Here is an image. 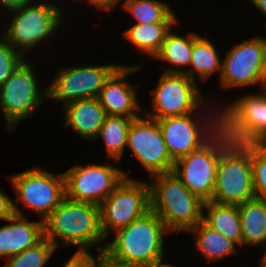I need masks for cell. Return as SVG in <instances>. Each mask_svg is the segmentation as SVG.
<instances>
[{
  "label": "cell",
  "instance_id": "f546056e",
  "mask_svg": "<svg viewBox=\"0 0 266 267\" xmlns=\"http://www.w3.org/2000/svg\"><path fill=\"white\" fill-rule=\"evenodd\" d=\"M24 60L21 53L2 37L0 40V86Z\"/></svg>",
  "mask_w": 266,
  "mask_h": 267
},
{
  "label": "cell",
  "instance_id": "3957f363",
  "mask_svg": "<svg viewBox=\"0 0 266 267\" xmlns=\"http://www.w3.org/2000/svg\"><path fill=\"white\" fill-rule=\"evenodd\" d=\"M151 179V210L170 233L188 232L202 221L204 201L192 194L174 172L157 174Z\"/></svg>",
  "mask_w": 266,
  "mask_h": 267
},
{
  "label": "cell",
  "instance_id": "d4e9b609",
  "mask_svg": "<svg viewBox=\"0 0 266 267\" xmlns=\"http://www.w3.org/2000/svg\"><path fill=\"white\" fill-rule=\"evenodd\" d=\"M133 119L125 116L106 115L103 125L97 135L102 137L109 158L120 161L124 148L127 146V132Z\"/></svg>",
  "mask_w": 266,
  "mask_h": 267
},
{
  "label": "cell",
  "instance_id": "f35d334b",
  "mask_svg": "<svg viewBox=\"0 0 266 267\" xmlns=\"http://www.w3.org/2000/svg\"><path fill=\"white\" fill-rule=\"evenodd\" d=\"M263 89L266 91V81H265V85H264V88Z\"/></svg>",
  "mask_w": 266,
  "mask_h": 267
},
{
  "label": "cell",
  "instance_id": "6da1fadb",
  "mask_svg": "<svg viewBox=\"0 0 266 267\" xmlns=\"http://www.w3.org/2000/svg\"><path fill=\"white\" fill-rule=\"evenodd\" d=\"M107 250L114 258L135 267H159L164 253V235L170 232L152 210L116 232Z\"/></svg>",
  "mask_w": 266,
  "mask_h": 267
},
{
  "label": "cell",
  "instance_id": "5bb4252c",
  "mask_svg": "<svg viewBox=\"0 0 266 267\" xmlns=\"http://www.w3.org/2000/svg\"><path fill=\"white\" fill-rule=\"evenodd\" d=\"M119 66L120 64L110 63L59 70L54 81L46 88L47 99L64 101V106L78 99L97 98L105 81Z\"/></svg>",
  "mask_w": 266,
  "mask_h": 267
},
{
  "label": "cell",
  "instance_id": "1f68e13d",
  "mask_svg": "<svg viewBox=\"0 0 266 267\" xmlns=\"http://www.w3.org/2000/svg\"><path fill=\"white\" fill-rule=\"evenodd\" d=\"M64 267H90L89 252L76 251L69 261L65 263Z\"/></svg>",
  "mask_w": 266,
  "mask_h": 267
},
{
  "label": "cell",
  "instance_id": "277c9868",
  "mask_svg": "<svg viewBox=\"0 0 266 267\" xmlns=\"http://www.w3.org/2000/svg\"><path fill=\"white\" fill-rule=\"evenodd\" d=\"M255 197L251 144L231 142L220 154L211 201L240 205Z\"/></svg>",
  "mask_w": 266,
  "mask_h": 267
},
{
  "label": "cell",
  "instance_id": "7c38bea8",
  "mask_svg": "<svg viewBox=\"0 0 266 267\" xmlns=\"http://www.w3.org/2000/svg\"><path fill=\"white\" fill-rule=\"evenodd\" d=\"M64 174L66 198L100 205L128 175L112 165L73 166Z\"/></svg>",
  "mask_w": 266,
  "mask_h": 267
},
{
  "label": "cell",
  "instance_id": "d6986e66",
  "mask_svg": "<svg viewBox=\"0 0 266 267\" xmlns=\"http://www.w3.org/2000/svg\"><path fill=\"white\" fill-rule=\"evenodd\" d=\"M65 126L71 127L84 139H95L106 113L97 98L78 99L63 106Z\"/></svg>",
  "mask_w": 266,
  "mask_h": 267
},
{
  "label": "cell",
  "instance_id": "44dd1931",
  "mask_svg": "<svg viewBox=\"0 0 266 267\" xmlns=\"http://www.w3.org/2000/svg\"><path fill=\"white\" fill-rule=\"evenodd\" d=\"M242 228V246L266 244V201L253 198L238 205Z\"/></svg>",
  "mask_w": 266,
  "mask_h": 267
},
{
  "label": "cell",
  "instance_id": "d590c367",
  "mask_svg": "<svg viewBox=\"0 0 266 267\" xmlns=\"http://www.w3.org/2000/svg\"><path fill=\"white\" fill-rule=\"evenodd\" d=\"M254 6L266 17V0H251Z\"/></svg>",
  "mask_w": 266,
  "mask_h": 267
},
{
  "label": "cell",
  "instance_id": "7a4b0ae2",
  "mask_svg": "<svg viewBox=\"0 0 266 267\" xmlns=\"http://www.w3.org/2000/svg\"><path fill=\"white\" fill-rule=\"evenodd\" d=\"M44 237L56 248L62 245L79 246L76 251L88 252L91 246L106 240L100 226L99 206L65 198L43 221Z\"/></svg>",
  "mask_w": 266,
  "mask_h": 267
},
{
  "label": "cell",
  "instance_id": "603a6c76",
  "mask_svg": "<svg viewBox=\"0 0 266 267\" xmlns=\"http://www.w3.org/2000/svg\"><path fill=\"white\" fill-rule=\"evenodd\" d=\"M195 231L196 249L203 254L207 261L214 262L237 253L235 242L229 240L218 231L211 229L203 221L191 228L189 232Z\"/></svg>",
  "mask_w": 266,
  "mask_h": 267
},
{
  "label": "cell",
  "instance_id": "9a60e30c",
  "mask_svg": "<svg viewBox=\"0 0 266 267\" xmlns=\"http://www.w3.org/2000/svg\"><path fill=\"white\" fill-rule=\"evenodd\" d=\"M127 147L150 176L173 172L175 162L168 153L157 120L133 119L127 132Z\"/></svg>",
  "mask_w": 266,
  "mask_h": 267
},
{
  "label": "cell",
  "instance_id": "ac0fdd59",
  "mask_svg": "<svg viewBox=\"0 0 266 267\" xmlns=\"http://www.w3.org/2000/svg\"><path fill=\"white\" fill-rule=\"evenodd\" d=\"M13 209L14 214L7 220L11 224L0 227V258L21 253L44 238L42 220L29 222L15 203Z\"/></svg>",
  "mask_w": 266,
  "mask_h": 267
},
{
  "label": "cell",
  "instance_id": "e0dca14e",
  "mask_svg": "<svg viewBox=\"0 0 266 267\" xmlns=\"http://www.w3.org/2000/svg\"><path fill=\"white\" fill-rule=\"evenodd\" d=\"M141 69L140 66L120 65L105 81L98 94V101L104 108L106 115L125 116L127 118L140 117L136 112L142 110L136 97L137 90L125 78L130 73Z\"/></svg>",
  "mask_w": 266,
  "mask_h": 267
},
{
  "label": "cell",
  "instance_id": "4316f807",
  "mask_svg": "<svg viewBox=\"0 0 266 267\" xmlns=\"http://www.w3.org/2000/svg\"><path fill=\"white\" fill-rule=\"evenodd\" d=\"M124 8L138 21L136 24L177 23V17L167 3L158 0H126Z\"/></svg>",
  "mask_w": 266,
  "mask_h": 267
},
{
  "label": "cell",
  "instance_id": "4dcf8cb0",
  "mask_svg": "<svg viewBox=\"0 0 266 267\" xmlns=\"http://www.w3.org/2000/svg\"><path fill=\"white\" fill-rule=\"evenodd\" d=\"M106 246H100L97 258L90 255V267H135L131 264L114 258L107 250Z\"/></svg>",
  "mask_w": 266,
  "mask_h": 267
},
{
  "label": "cell",
  "instance_id": "484cf974",
  "mask_svg": "<svg viewBox=\"0 0 266 267\" xmlns=\"http://www.w3.org/2000/svg\"><path fill=\"white\" fill-rule=\"evenodd\" d=\"M171 31L172 30L167 33L159 53L154 58L166 61L174 66V68H167L164 73H184L183 69L177 70V67H188V65H190L192 54V33L188 34L186 37H181L171 33Z\"/></svg>",
  "mask_w": 266,
  "mask_h": 267
},
{
  "label": "cell",
  "instance_id": "4fadbf2b",
  "mask_svg": "<svg viewBox=\"0 0 266 267\" xmlns=\"http://www.w3.org/2000/svg\"><path fill=\"white\" fill-rule=\"evenodd\" d=\"M200 92L197 83L184 73H163L151 91L153 107L146 116L157 120L192 114L204 101Z\"/></svg>",
  "mask_w": 266,
  "mask_h": 267
},
{
  "label": "cell",
  "instance_id": "2e32d148",
  "mask_svg": "<svg viewBox=\"0 0 266 267\" xmlns=\"http://www.w3.org/2000/svg\"><path fill=\"white\" fill-rule=\"evenodd\" d=\"M208 118L207 122L202 120V126L200 121L192 119L191 114L157 119L168 153L174 162L198 150L220 129V115Z\"/></svg>",
  "mask_w": 266,
  "mask_h": 267
},
{
  "label": "cell",
  "instance_id": "8d00e7d4",
  "mask_svg": "<svg viewBox=\"0 0 266 267\" xmlns=\"http://www.w3.org/2000/svg\"><path fill=\"white\" fill-rule=\"evenodd\" d=\"M260 261L259 267H266V253Z\"/></svg>",
  "mask_w": 266,
  "mask_h": 267
},
{
  "label": "cell",
  "instance_id": "83f0119b",
  "mask_svg": "<svg viewBox=\"0 0 266 267\" xmlns=\"http://www.w3.org/2000/svg\"><path fill=\"white\" fill-rule=\"evenodd\" d=\"M57 248L45 237L35 246L13 255L5 267H43Z\"/></svg>",
  "mask_w": 266,
  "mask_h": 267
},
{
  "label": "cell",
  "instance_id": "5b68a950",
  "mask_svg": "<svg viewBox=\"0 0 266 267\" xmlns=\"http://www.w3.org/2000/svg\"><path fill=\"white\" fill-rule=\"evenodd\" d=\"M231 143L219 129L198 150L174 163L173 172L194 195L202 201H211L216 179V169L221 152Z\"/></svg>",
  "mask_w": 266,
  "mask_h": 267
},
{
  "label": "cell",
  "instance_id": "ba28073f",
  "mask_svg": "<svg viewBox=\"0 0 266 267\" xmlns=\"http://www.w3.org/2000/svg\"><path fill=\"white\" fill-rule=\"evenodd\" d=\"M14 17L9 28L2 37L16 50L25 55L31 48L52 33L61 24V10L54 4H27L19 9L13 10Z\"/></svg>",
  "mask_w": 266,
  "mask_h": 267
},
{
  "label": "cell",
  "instance_id": "d6a6232c",
  "mask_svg": "<svg viewBox=\"0 0 266 267\" xmlns=\"http://www.w3.org/2000/svg\"><path fill=\"white\" fill-rule=\"evenodd\" d=\"M13 201L0 191V220L7 221L13 214Z\"/></svg>",
  "mask_w": 266,
  "mask_h": 267
},
{
  "label": "cell",
  "instance_id": "8fae6325",
  "mask_svg": "<svg viewBox=\"0 0 266 267\" xmlns=\"http://www.w3.org/2000/svg\"><path fill=\"white\" fill-rule=\"evenodd\" d=\"M12 186L20 201L38 213L44 221L66 198L64 174L33 168L11 177Z\"/></svg>",
  "mask_w": 266,
  "mask_h": 267
},
{
  "label": "cell",
  "instance_id": "9c48e42d",
  "mask_svg": "<svg viewBox=\"0 0 266 267\" xmlns=\"http://www.w3.org/2000/svg\"><path fill=\"white\" fill-rule=\"evenodd\" d=\"M39 91L34 70L24 60L0 86V109L9 131H13L21 120L31 116L43 98H47V89L42 94Z\"/></svg>",
  "mask_w": 266,
  "mask_h": 267
},
{
  "label": "cell",
  "instance_id": "e575fe53",
  "mask_svg": "<svg viewBox=\"0 0 266 267\" xmlns=\"http://www.w3.org/2000/svg\"><path fill=\"white\" fill-rule=\"evenodd\" d=\"M29 3H31V0H0V4L11 12Z\"/></svg>",
  "mask_w": 266,
  "mask_h": 267
},
{
  "label": "cell",
  "instance_id": "7402d4cb",
  "mask_svg": "<svg viewBox=\"0 0 266 267\" xmlns=\"http://www.w3.org/2000/svg\"><path fill=\"white\" fill-rule=\"evenodd\" d=\"M208 37H202L192 32V54L190 66L193 68L184 71L191 80L196 82V74L203 80H207L215 72L221 74L222 62L217 51Z\"/></svg>",
  "mask_w": 266,
  "mask_h": 267
},
{
  "label": "cell",
  "instance_id": "cb8c5ba5",
  "mask_svg": "<svg viewBox=\"0 0 266 267\" xmlns=\"http://www.w3.org/2000/svg\"><path fill=\"white\" fill-rule=\"evenodd\" d=\"M175 23L134 24L127 29L124 37L132 42L142 53L155 57L165 40L167 33Z\"/></svg>",
  "mask_w": 266,
  "mask_h": 267
},
{
  "label": "cell",
  "instance_id": "30bf717a",
  "mask_svg": "<svg viewBox=\"0 0 266 267\" xmlns=\"http://www.w3.org/2000/svg\"><path fill=\"white\" fill-rule=\"evenodd\" d=\"M266 81V38L257 36L230 49L222 63L223 88L243 87Z\"/></svg>",
  "mask_w": 266,
  "mask_h": 267
},
{
  "label": "cell",
  "instance_id": "836d02e7",
  "mask_svg": "<svg viewBox=\"0 0 266 267\" xmlns=\"http://www.w3.org/2000/svg\"><path fill=\"white\" fill-rule=\"evenodd\" d=\"M121 0H90V3L99 10L109 11L119 4Z\"/></svg>",
  "mask_w": 266,
  "mask_h": 267
},
{
  "label": "cell",
  "instance_id": "ffe728a7",
  "mask_svg": "<svg viewBox=\"0 0 266 267\" xmlns=\"http://www.w3.org/2000/svg\"><path fill=\"white\" fill-rule=\"evenodd\" d=\"M203 208L208 215H202V221L211 229L242 246V228L238 205L220 204L214 201L204 202Z\"/></svg>",
  "mask_w": 266,
  "mask_h": 267
},
{
  "label": "cell",
  "instance_id": "f1b7e54d",
  "mask_svg": "<svg viewBox=\"0 0 266 267\" xmlns=\"http://www.w3.org/2000/svg\"><path fill=\"white\" fill-rule=\"evenodd\" d=\"M251 164L256 198L266 201V144H251Z\"/></svg>",
  "mask_w": 266,
  "mask_h": 267
},
{
  "label": "cell",
  "instance_id": "74e56055",
  "mask_svg": "<svg viewBox=\"0 0 266 267\" xmlns=\"http://www.w3.org/2000/svg\"><path fill=\"white\" fill-rule=\"evenodd\" d=\"M159 267H174L173 265H169V264H165V265H163V266H159Z\"/></svg>",
  "mask_w": 266,
  "mask_h": 267
},
{
  "label": "cell",
  "instance_id": "52a82bcc",
  "mask_svg": "<svg viewBox=\"0 0 266 267\" xmlns=\"http://www.w3.org/2000/svg\"><path fill=\"white\" fill-rule=\"evenodd\" d=\"M244 95L220 115V129L233 143L266 144V91ZM223 111V112H222Z\"/></svg>",
  "mask_w": 266,
  "mask_h": 267
},
{
  "label": "cell",
  "instance_id": "8992f818",
  "mask_svg": "<svg viewBox=\"0 0 266 267\" xmlns=\"http://www.w3.org/2000/svg\"><path fill=\"white\" fill-rule=\"evenodd\" d=\"M151 210L150 185L124 177L99 205L100 226L105 238L111 231L128 226Z\"/></svg>",
  "mask_w": 266,
  "mask_h": 267
}]
</instances>
